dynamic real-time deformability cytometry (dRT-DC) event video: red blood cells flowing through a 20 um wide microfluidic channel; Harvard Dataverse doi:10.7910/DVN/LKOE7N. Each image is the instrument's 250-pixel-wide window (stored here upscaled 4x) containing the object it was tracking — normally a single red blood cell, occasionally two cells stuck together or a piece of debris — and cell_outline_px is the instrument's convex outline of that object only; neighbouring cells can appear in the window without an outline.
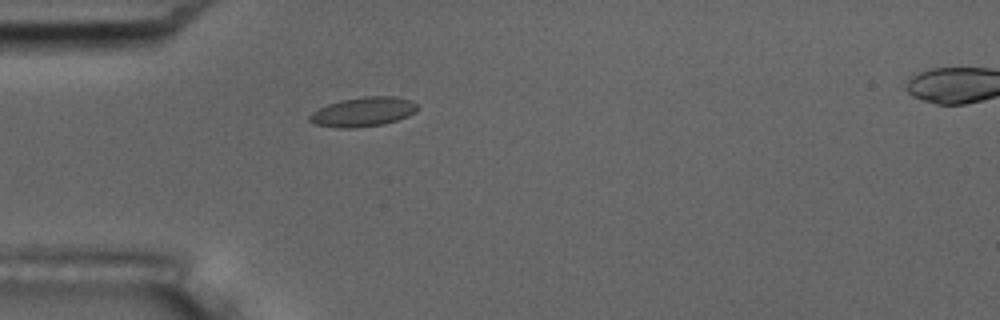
{"species": "common noctule bat (a hibernating species)", "species_latin": "Nyctalus noctula", "temperature_condition": "room temperature", "stored_images_in_passage": 5, "camera_frame_rate_fps": 3000, "um_per_image_px": 0.085, "animal": {"sex": "male", "body_mass_g": 17.5, "forearm_length_mm": 52.3}, "frame": {"image": 1, "passage_image": 4, "time_ms": 4.0, "image_size_px": [1000, 320], "cell_outline_px": [[416, 112], [408, 116], [384, 124], [352, 128], [340, 128], [316, 124], [308, 120], [308, 116], [312, 112], [328, 104], [340, 100], [364, 96], [396, 96], [408, 100], [416, 104]], "centroid_in_image_um": [30.85, 9.5], "position_along_channel_um": 54.2, "area_um2": 18.32}}